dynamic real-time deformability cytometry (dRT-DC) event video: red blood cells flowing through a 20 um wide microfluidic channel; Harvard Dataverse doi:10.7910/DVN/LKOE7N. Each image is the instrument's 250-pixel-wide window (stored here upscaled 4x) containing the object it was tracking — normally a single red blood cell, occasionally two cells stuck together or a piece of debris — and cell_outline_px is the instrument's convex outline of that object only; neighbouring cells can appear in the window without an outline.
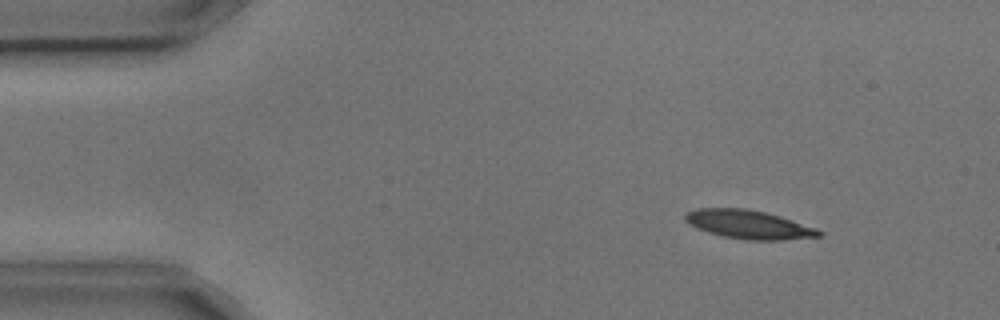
{"species": "common noctule bat (a hibernating species)", "species_latin": "Nyctalus noctula", "temperature_condition": "cold", "stored_images_in_passage": 5, "camera_frame_rate_fps": 3000, "um_per_image_px": 0.085, "animal": {"sex": "male", "body_mass_g": 17.9, "forearm_length_mm": 54.2}, "frame": {"image": 1, "passage_image": 2, "time_ms": 0.333, "image_size_px": [1000, 320], "cell_outline_px": [[824, 232], [820, 236], [780, 240], [744, 240], [724, 236], [708, 232], [696, 228], [688, 224], [684, 220], [684, 212], [696, 208], [744, 208], [764, 212], [780, 216], [816, 228]], "centroid_in_image_um": [63.58, 19.07], "position_along_channel_um": 21.4, "area_um2": 22.37}}